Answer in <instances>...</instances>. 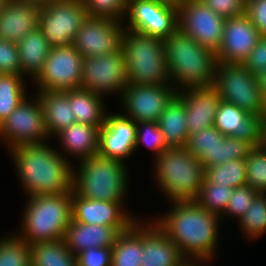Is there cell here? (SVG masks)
Segmentation results:
<instances>
[{
  "mask_svg": "<svg viewBox=\"0 0 266 266\" xmlns=\"http://www.w3.org/2000/svg\"><path fill=\"white\" fill-rule=\"evenodd\" d=\"M168 204L169 210L163 213L161 210L159 216L156 214L151 219L180 248L184 257L201 263L218 259L216 255L222 241L220 228L223 224L220 216L200 207L195 201H172Z\"/></svg>",
  "mask_w": 266,
  "mask_h": 266,
  "instance_id": "6da1fadb",
  "label": "cell"
},
{
  "mask_svg": "<svg viewBox=\"0 0 266 266\" xmlns=\"http://www.w3.org/2000/svg\"><path fill=\"white\" fill-rule=\"evenodd\" d=\"M53 143V144H52ZM52 140L25 144L8 151L26 198L64 194L72 190L73 164L55 148Z\"/></svg>",
  "mask_w": 266,
  "mask_h": 266,
  "instance_id": "7a4b0ae2",
  "label": "cell"
},
{
  "mask_svg": "<svg viewBox=\"0 0 266 266\" xmlns=\"http://www.w3.org/2000/svg\"><path fill=\"white\" fill-rule=\"evenodd\" d=\"M163 41L170 84L177 91L214 85L218 63L214 51L201 46L179 29Z\"/></svg>",
  "mask_w": 266,
  "mask_h": 266,
  "instance_id": "3957f363",
  "label": "cell"
},
{
  "mask_svg": "<svg viewBox=\"0 0 266 266\" xmlns=\"http://www.w3.org/2000/svg\"><path fill=\"white\" fill-rule=\"evenodd\" d=\"M128 169L118 159L100 154L89 156L73 165L72 190L86 199L126 204L132 181Z\"/></svg>",
  "mask_w": 266,
  "mask_h": 266,
  "instance_id": "277c9868",
  "label": "cell"
},
{
  "mask_svg": "<svg viewBox=\"0 0 266 266\" xmlns=\"http://www.w3.org/2000/svg\"><path fill=\"white\" fill-rule=\"evenodd\" d=\"M71 196L72 190L24 199L20 225L14 232L29 245L62 240L72 219Z\"/></svg>",
  "mask_w": 266,
  "mask_h": 266,
  "instance_id": "5b68a950",
  "label": "cell"
},
{
  "mask_svg": "<svg viewBox=\"0 0 266 266\" xmlns=\"http://www.w3.org/2000/svg\"><path fill=\"white\" fill-rule=\"evenodd\" d=\"M152 167L154 185L166 202L194 201L205 181L204 164L186 147L168 148Z\"/></svg>",
  "mask_w": 266,
  "mask_h": 266,
  "instance_id": "8992f818",
  "label": "cell"
},
{
  "mask_svg": "<svg viewBox=\"0 0 266 266\" xmlns=\"http://www.w3.org/2000/svg\"><path fill=\"white\" fill-rule=\"evenodd\" d=\"M120 48L125 58L128 84H170L162 39L124 28Z\"/></svg>",
  "mask_w": 266,
  "mask_h": 266,
  "instance_id": "52a82bcc",
  "label": "cell"
},
{
  "mask_svg": "<svg viewBox=\"0 0 266 266\" xmlns=\"http://www.w3.org/2000/svg\"><path fill=\"white\" fill-rule=\"evenodd\" d=\"M223 101L253 115H262L264 98L256 76L242 63H217L213 85Z\"/></svg>",
  "mask_w": 266,
  "mask_h": 266,
  "instance_id": "ba28073f",
  "label": "cell"
},
{
  "mask_svg": "<svg viewBox=\"0 0 266 266\" xmlns=\"http://www.w3.org/2000/svg\"><path fill=\"white\" fill-rule=\"evenodd\" d=\"M31 96L25 98L0 124V144L4 145L6 152L25 144L50 140L40 100L35 93Z\"/></svg>",
  "mask_w": 266,
  "mask_h": 266,
  "instance_id": "9c48e42d",
  "label": "cell"
},
{
  "mask_svg": "<svg viewBox=\"0 0 266 266\" xmlns=\"http://www.w3.org/2000/svg\"><path fill=\"white\" fill-rule=\"evenodd\" d=\"M127 84L126 63L121 48L102 56L83 58L79 88L119 100Z\"/></svg>",
  "mask_w": 266,
  "mask_h": 266,
  "instance_id": "30bf717a",
  "label": "cell"
},
{
  "mask_svg": "<svg viewBox=\"0 0 266 266\" xmlns=\"http://www.w3.org/2000/svg\"><path fill=\"white\" fill-rule=\"evenodd\" d=\"M87 16L82 0H58L41 6L39 29L51 47L69 46Z\"/></svg>",
  "mask_w": 266,
  "mask_h": 266,
  "instance_id": "8fae6325",
  "label": "cell"
},
{
  "mask_svg": "<svg viewBox=\"0 0 266 266\" xmlns=\"http://www.w3.org/2000/svg\"><path fill=\"white\" fill-rule=\"evenodd\" d=\"M82 55L73 45L52 47L42 71L30 82L35 91L77 89L82 81Z\"/></svg>",
  "mask_w": 266,
  "mask_h": 266,
  "instance_id": "7c38bea8",
  "label": "cell"
},
{
  "mask_svg": "<svg viewBox=\"0 0 266 266\" xmlns=\"http://www.w3.org/2000/svg\"><path fill=\"white\" fill-rule=\"evenodd\" d=\"M124 27L164 40L178 29V8L156 0H128Z\"/></svg>",
  "mask_w": 266,
  "mask_h": 266,
  "instance_id": "4fadbf2b",
  "label": "cell"
},
{
  "mask_svg": "<svg viewBox=\"0 0 266 266\" xmlns=\"http://www.w3.org/2000/svg\"><path fill=\"white\" fill-rule=\"evenodd\" d=\"M253 147L248 141L224 136L214 126L190 135L186 146L205 168L230 160L246 159Z\"/></svg>",
  "mask_w": 266,
  "mask_h": 266,
  "instance_id": "5bb4252c",
  "label": "cell"
},
{
  "mask_svg": "<svg viewBox=\"0 0 266 266\" xmlns=\"http://www.w3.org/2000/svg\"><path fill=\"white\" fill-rule=\"evenodd\" d=\"M225 20L201 0H184L178 7V29L214 52L221 44Z\"/></svg>",
  "mask_w": 266,
  "mask_h": 266,
  "instance_id": "9a60e30c",
  "label": "cell"
},
{
  "mask_svg": "<svg viewBox=\"0 0 266 266\" xmlns=\"http://www.w3.org/2000/svg\"><path fill=\"white\" fill-rule=\"evenodd\" d=\"M176 94L177 90L171 84L161 86L127 84L118 100L119 109L122 115L135 122H157Z\"/></svg>",
  "mask_w": 266,
  "mask_h": 266,
  "instance_id": "2e32d148",
  "label": "cell"
},
{
  "mask_svg": "<svg viewBox=\"0 0 266 266\" xmlns=\"http://www.w3.org/2000/svg\"><path fill=\"white\" fill-rule=\"evenodd\" d=\"M124 28L123 21L88 15L72 45L83 58L113 53L121 47Z\"/></svg>",
  "mask_w": 266,
  "mask_h": 266,
  "instance_id": "e0dca14e",
  "label": "cell"
},
{
  "mask_svg": "<svg viewBox=\"0 0 266 266\" xmlns=\"http://www.w3.org/2000/svg\"><path fill=\"white\" fill-rule=\"evenodd\" d=\"M128 203L86 199L72 190L71 213L75 222L114 227L119 233L128 230L139 218L127 210ZM127 208H126V207Z\"/></svg>",
  "mask_w": 266,
  "mask_h": 266,
  "instance_id": "ac0fdd59",
  "label": "cell"
},
{
  "mask_svg": "<svg viewBox=\"0 0 266 266\" xmlns=\"http://www.w3.org/2000/svg\"><path fill=\"white\" fill-rule=\"evenodd\" d=\"M137 127L133 119L109 111L100 128L98 154L126 163L135 155Z\"/></svg>",
  "mask_w": 266,
  "mask_h": 266,
  "instance_id": "d6986e66",
  "label": "cell"
},
{
  "mask_svg": "<svg viewBox=\"0 0 266 266\" xmlns=\"http://www.w3.org/2000/svg\"><path fill=\"white\" fill-rule=\"evenodd\" d=\"M260 36L259 31L246 15L227 18L224 23L221 44L215 52L217 62L241 64L252 51Z\"/></svg>",
  "mask_w": 266,
  "mask_h": 266,
  "instance_id": "ffe728a7",
  "label": "cell"
},
{
  "mask_svg": "<svg viewBox=\"0 0 266 266\" xmlns=\"http://www.w3.org/2000/svg\"><path fill=\"white\" fill-rule=\"evenodd\" d=\"M182 98L189 136L214 126L220 94L214 86L183 88L177 91Z\"/></svg>",
  "mask_w": 266,
  "mask_h": 266,
  "instance_id": "44dd1931",
  "label": "cell"
},
{
  "mask_svg": "<svg viewBox=\"0 0 266 266\" xmlns=\"http://www.w3.org/2000/svg\"><path fill=\"white\" fill-rule=\"evenodd\" d=\"M214 127L224 136L248 141L253 146L261 144L262 115L249 114L222 99L215 114Z\"/></svg>",
  "mask_w": 266,
  "mask_h": 266,
  "instance_id": "7402d4cb",
  "label": "cell"
},
{
  "mask_svg": "<svg viewBox=\"0 0 266 266\" xmlns=\"http://www.w3.org/2000/svg\"><path fill=\"white\" fill-rule=\"evenodd\" d=\"M143 217L141 266H178L187 259L180 248L149 216Z\"/></svg>",
  "mask_w": 266,
  "mask_h": 266,
  "instance_id": "603a6c76",
  "label": "cell"
},
{
  "mask_svg": "<svg viewBox=\"0 0 266 266\" xmlns=\"http://www.w3.org/2000/svg\"><path fill=\"white\" fill-rule=\"evenodd\" d=\"M100 128L76 122L59 132L54 137L56 140L52 141L57 146V151L74 165L89 156L98 154Z\"/></svg>",
  "mask_w": 266,
  "mask_h": 266,
  "instance_id": "cb8c5ba5",
  "label": "cell"
},
{
  "mask_svg": "<svg viewBox=\"0 0 266 266\" xmlns=\"http://www.w3.org/2000/svg\"><path fill=\"white\" fill-rule=\"evenodd\" d=\"M41 6L23 0H8L0 11V38L18 43L39 28Z\"/></svg>",
  "mask_w": 266,
  "mask_h": 266,
  "instance_id": "d4e9b609",
  "label": "cell"
},
{
  "mask_svg": "<svg viewBox=\"0 0 266 266\" xmlns=\"http://www.w3.org/2000/svg\"><path fill=\"white\" fill-rule=\"evenodd\" d=\"M119 232L114 227L71 222L63 240L75 255L90 248H112Z\"/></svg>",
  "mask_w": 266,
  "mask_h": 266,
  "instance_id": "484cf974",
  "label": "cell"
},
{
  "mask_svg": "<svg viewBox=\"0 0 266 266\" xmlns=\"http://www.w3.org/2000/svg\"><path fill=\"white\" fill-rule=\"evenodd\" d=\"M43 109V117L50 140L76 123L66 91H34Z\"/></svg>",
  "mask_w": 266,
  "mask_h": 266,
  "instance_id": "4316f807",
  "label": "cell"
},
{
  "mask_svg": "<svg viewBox=\"0 0 266 266\" xmlns=\"http://www.w3.org/2000/svg\"><path fill=\"white\" fill-rule=\"evenodd\" d=\"M21 75L31 82L42 71L51 46L39 28L33 30L17 43Z\"/></svg>",
  "mask_w": 266,
  "mask_h": 266,
  "instance_id": "83f0119b",
  "label": "cell"
},
{
  "mask_svg": "<svg viewBox=\"0 0 266 266\" xmlns=\"http://www.w3.org/2000/svg\"><path fill=\"white\" fill-rule=\"evenodd\" d=\"M65 91L68 93L70 108L76 122L96 127H101L105 123L106 115L109 112L106 97L81 88Z\"/></svg>",
  "mask_w": 266,
  "mask_h": 266,
  "instance_id": "f1b7e54d",
  "label": "cell"
},
{
  "mask_svg": "<svg viewBox=\"0 0 266 266\" xmlns=\"http://www.w3.org/2000/svg\"><path fill=\"white\" fill-rule=\"evenodd\" d=\"M157 123L169 148L187 146L189 134L186 110L178 94L167 104Z\"/></svg>",
  "mask_w": 266,
  "mask_h": 266,
  "instance_id": "f546056e",
  "label": "cell"
},
{
  "mask_svg": "<svg viewBox=\"0 0 266 266\" xmlns=\"http://www.w3.org/2000/svg\"><path fill=\"white\" fill-rule=\"evenodd\" d=\"M143 252V217L117 235L112 247L111 266H141Z\"/></svg>",
  "mask_w": 266,
  "mask_h": 266,
  "instance_id": "4dcf8cb0",
  "label": "cell"
},
{
  "mask_svg": "<svg viewBox=\"0 0 266 266\" xmlns=\"http://www.w3.org/2000/svg\"><path fill=\"white\" fill-rule=\"evenodd\" d=\"M31 266H78L77 255L65 245V241L41 242L30 245Z\"/></svg>",
  "mask_w": 266,
  "mask_h": 266,
  "instance_id": "1f68e13d",
  "label": "cell"
},
{
  "mask_svg": "<svg viewBox=\"0 0 266 266\" xmlns=\"http://www.w3.org/2000/svg\"><path fill=\"white\" fill-rule=\"evenodd\" d=\"M26 81L22 75L0 74V124L31 95Z\"/></svg>",
  "mask_w": 266,
  "mask_h": 266,
  "instance_id": "d6a6232c",
  "label": "cell"
},
{
  "mask_svg": "<svg viewBox=\"0 0 266 266\" xmlns=\"http://www.w3.org/2000/svg\"><path fill=\"white\" fill-rule=\"evenodd\" d=\"M238 231H242L244 239L251 243L266 234V193H258L253 201L252 206L237 222ZM241 228V229H240ZM251 241V242H249Z\"/></svg>",
  "mask_w": 266,
  "mask_h": 266,
  "instance_id": "836d02e7",
  "label": "cell"
},
{
  "mask_svg": "<svg viewBox=\"0 0 266 266\" xmlns=\"http://www.w3.org/2000/svg\"><path fill=\"white\" fill-rule=\"evenodd\" d=\"M205 177L217 185L235 189L247 184L246 160H230L220 165L206 167Z\"/></svg>",
  "mask_w": 266,
  "mask_h": 266,
  "instance_id": "e575fe53",
  "label": "cell"
},
{
  "mask_svg": "<svg viewBox=\"0 0 266 266\" xmlns=\"http://www.w3.org/2000/svg\"><path fill=\"white\" fill-rule=\"evenodd\" d=\"M0 266H31L30 245L14 231L0 237Z\"/></svg>",
  "mask_w": 266,
  "mask_h": 266,
  "instance_id": "d590c367",
  "label": "cell"
},
{
  "mask_svg": "<svg viewBox=\"0 0 266 266\" xmlns=\"http://www.w3.org/2000/svg\"><path fill=\"white\" fill-rule=\"evenodd\" d=\"M233 189L211 183L206 177L200 187L199 194L194 200L200 207L221 216L232 196Z\"/></svg>",
  "mask_w": 266,
  "mask_h": 266,
  "instance_id": "8d00e7d4",
  "label": "cell"
},
{
  "mask_svg": "<svg viewBox=\"0 0 266 266\" xmlns=\"http://www.w3.org/2000/svg\"><path fill=\"white\" fill-rule=\"evenodd\" d=\"M137 134L135 143V154L136 151L142 146H145L153 153V158L155 160L159 157L165 150L169 147L165 142L164 135L162 134L158 123L155 121H144L136 122ZM141 146V147H140Z\"/></svg>",
  "mask_w": 266,
  "mask_h": 266,
  "instance_id": "74e56055",
  "label": "cell"
},
{
  "mask_svg": "<svg viewBox=\"0 0 266 266\" xmlns=\"http://www.w3.org/2000/svg\"><path fill=\"white\" fill-rule=\"evenodd\" d=\"M245 160L247 185L258 193H266V150L254 146Z\"/></svg>",
  "mask_w": 266,
  "mask_h": 266,
  "instance_id": "f35d334b",
  "label": "cell"
},
{
  "mask_svg": "<svg viewBox=\"0 0 266 266\" xmlns=\"http://www.w3.org/2000/svg\"><path fill=\"white\" fill-rule=\"evenodd\" d=\"M258 194L252 187L246 185L233 189L232 196L227 204L225 212L220 216L221 221H234L237 223L252 206L254 197ZM229 217V220L224 218Z\"/></svg>",
  "mask_w": 266,
  "mask_h": 266,
  "instance_id": "ab89813d",
  "label": "cell"
},
{
  "mask_svg": "<svg viewBox=\"0 0 266 266\" xmlns=\"http://www.w3.org/2000/svg\"><path fill=\"white\" fill-rule=\"evenodd\" d=\"M89 16L124 21L128 0H82Z\"/></svg>",
  "mask_w": 266,
  "mask_h": 266,
  "instance_id": "60d3db41",
  "label": "cell"
},
{
  "mask_svg": "<svg viewBox=\"0 0 266 266\" xmlns=\"http://www.w3.org/2000/svg\"><path fill=\"white\" fill-rule=\"evenodd\" d=\"M0 74L21 75L19 53L16 43L0 38Z\"/></svg>",
  "mask_w": 266,
  "mask_h": 266,
  "instance_id": "b9f144b4",
  "label": "cell"
},
{
  "mask_svg": "<svg viewBox=\"0 0 266 266\" xmlns=\"http://www.w3.org/2000/svg\"><path fill=\"white\" fill-rule=\"evenodd\" d=\"M221 17L234 18L245 15L246 0H201Z\"/></svg>",
  "mask_w": 266,
  "mask_h": 266,
  "instance_id": "7bdbcfd3",
  "label": "cell"
},
{
  "mask_svg": "<svg viewBox=\"0 0 266 266\" xmlns=\"http://www.w3.org/2000/svg\"><path fill=\"white\" fill-rule=\"evenodd\" d=\"M112 248H90L77 254L78 266H111Z\"/></svg>",
  "mask_w": 266,
  "mask_h": 266,
  "instance_id": "ee69618b",
  "label": "cell"
},
{
  "mask_svg": "<svg viewBox=\"0 0 266 266\" xmlns=\"http://www.w3.org/2000/svg\"><path fill=\"white\" fill-rule=\"evenodd\" d=\"M242 64L254 75L266 70V36H260Z\"/></svg>",
  "mask_w": 266,
  "mask_h": 266,
  "instance_id": "f6af8a7d",
  "label": "cell"
},
{
  "mask_svg": "<svg viewBox=\"0 0 266 266\" xmlns=\"http://www.w3.org/2000/svg\"><path fill=\"white\" fill-rule=\"evenodd\" d=\"M245 15L259 31L266 36V0H246Z\"/></svg>",
  "mask_w": 266,
  "mask_h": 266,
  "instance_id": "bcb514c9",
  "label": "cell"
},
{
  "mask_svg": "<svg viewBox=\"0 0 266 266\" xmlns=\"http://www.w3.org/2000/svg\"><path fill=\"white\" fill-rule=\"evenodd\" d=\"M259 90L263 98H266V70L255 75Z\"/></svg>",
  "mask_w": 266,
  "mask_h": 266,
  "instance_id": "7dc6e473",
  "label": "cell"
},
{
  "mask_svg": "<svg viewBox=\"0 0 266 266\" xmlns=\"http://www.w3.org/2000/svg\"><path fill=\"white\" fill-rule=\"evenodd\" d=\"M260 146L266 150V120H262L261 144Z\"/></svg>",
  "mask_w": 266,
  "mask_h": 266,
  "instance_id": "c3c4849f",
  "label": "cell"
},
{
  "mask_svg": "<svg viewBox=\"0 0 266 266\" xmlns=\"http://www.w3.org/2000/svg\"><path fill=\"white\" fill-rule=\"evenodd\" d=\"M156 1L169 4L178 8L184 0H156Z\"/></svg>",
  "mask_w": 266,
  "mask_h": 266,
  "instance_id": "681fc988",
  "label": "cell"
},
{
  "mask_svg": "<svg viewBox=\"0 0 266 266\" xmlns=\"http://www.w3.org/2000/svg\"><path fill=\"white\" fill-rule=\"evenodd\" d=\"M23 1H27V2H30V3H35V4H38V5L42 6V5H45V4L53 3V2L58 1V0H23Z\"/></svg>",
  "mask_w": 266,
  "mask_h": 266,
  "instance_id": "f907efd6",
  "label": "cell"
},
{
  "mask_svg": "<svg viewBox=\"0 0 266 266\" xmlns=\"http://www.w3.org/2000/svg\"><path fill=\"white\" fill-rule=\"evenodd\" d=\"M178 266H201V262L195 260H186L181 265Z\"/></svg>",
  "mask_w": 266,
  "mask_h": 266,
  "instance_id": "816d5d0a",
  "label": "cell"
},
{
  "mask_svg": "<svg viewBox=\"0 0 266 266\" xmlns=\"http://www.w3.org/2000/svg\"><path fill=\"white\" fill-rule=\"evenodd\" d=\"M262 120H266V98H264V110L262 114Z\"/></svg>",
  "mask_w": 266,
  "mask_h": 266,
  "instance_id": "f5cc1de1",
  "label": "cell"
},
{
  "mask_svg": "<svg viewBox=\"0 0 266 266\" xmlns=\"http://www.w3.org/2000/svg\"><path fill=\"white\" fill-rule=\"evenodd\" d=\"M8 0H0V11L4 8Z\"/></svg>",
  "mask_w": 266,
  "mask_h": 266,
  "instance_id": "db71d44e",
  "label": "cell"
},
{
  "mask_svg": "<svg viewBox=\"0 0 266 266\" xmlns=\"http://www.w3.org/2000/svg\"><path fill=\"white\" fill-rule=\"evenodd\" d=\"M210 263L213 265V262H202L201 266H212Z\"/></svg>",
  "mask_w": 266,
  "mask_h": 266,
  "instance_id": "11a10c76",
  "label": "cell"
}]
</instances>
